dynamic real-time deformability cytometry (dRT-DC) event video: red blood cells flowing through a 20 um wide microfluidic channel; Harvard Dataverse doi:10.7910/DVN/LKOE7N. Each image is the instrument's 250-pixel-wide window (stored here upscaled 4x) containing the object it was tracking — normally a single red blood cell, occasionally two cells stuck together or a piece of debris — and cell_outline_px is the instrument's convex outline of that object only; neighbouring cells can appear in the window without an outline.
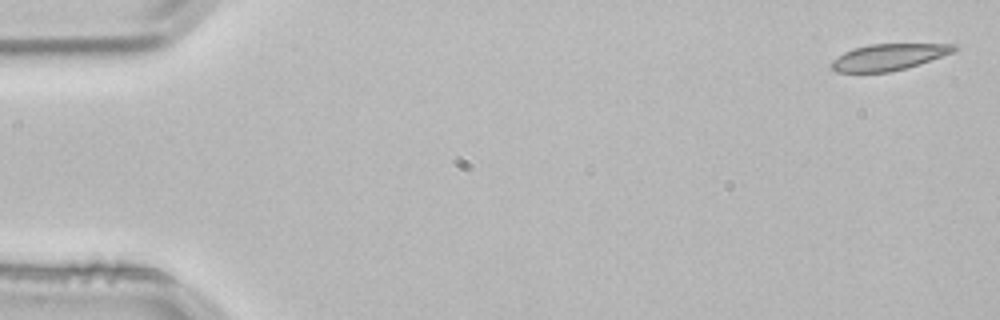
{"species": "common noctule bat (a hibernating species)", "species_latin": "Nyctalus noctula", "temperature_condition": "room temperature", "stored_images_in_passage": 3, "camera_frame_rate_fps": 3000, "um_per_image_px": 0.085, "animal": {"sex": "male", "body_mass_g": 21.5, "forearm_length_mm": 52.0}, "frame": {"image": 1, "passage_image": 1, "time_ms": 0.0, "image_size_px": [1000, 320], "cell_outline_px": [[960, 48], [952, 52], [920, 64], [888, 72], [836, 72], [828, 64], [832, 60], [844, 52], [852, 48], [872, 44], [960, 44]], "centroid_in_image_um": [75.52, 4.84], "position_along_channel_um": 9.5, "area_um2": 18.84}}
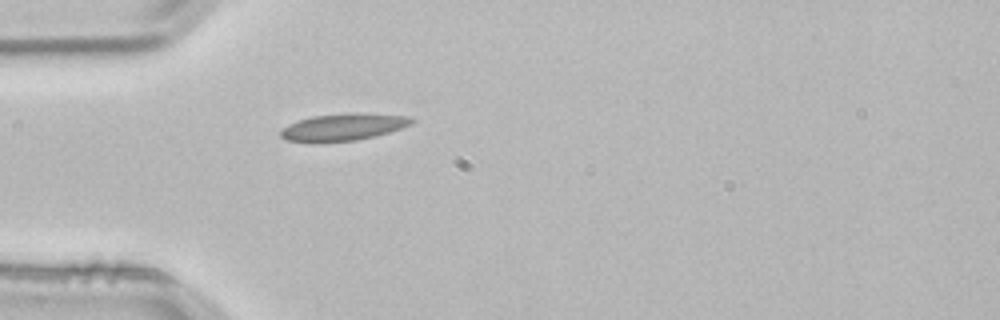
{"frame": {"image": 2, "passage_image": 3, "time_ms": 0.667, "image_size_px": [1000, 320], "cell_outline_px": [[416, 120], [412, 124], [376, 136], [356, 140], [288, 140], [280, 136], [280, 128], [296, 120], [312, 116], [348, 112], [364, 112], [412, 116]], "centroid_in_image_um": [29.25, 10.74], "position_along_channel_um": 55.7, "area_um2": 20.52}}